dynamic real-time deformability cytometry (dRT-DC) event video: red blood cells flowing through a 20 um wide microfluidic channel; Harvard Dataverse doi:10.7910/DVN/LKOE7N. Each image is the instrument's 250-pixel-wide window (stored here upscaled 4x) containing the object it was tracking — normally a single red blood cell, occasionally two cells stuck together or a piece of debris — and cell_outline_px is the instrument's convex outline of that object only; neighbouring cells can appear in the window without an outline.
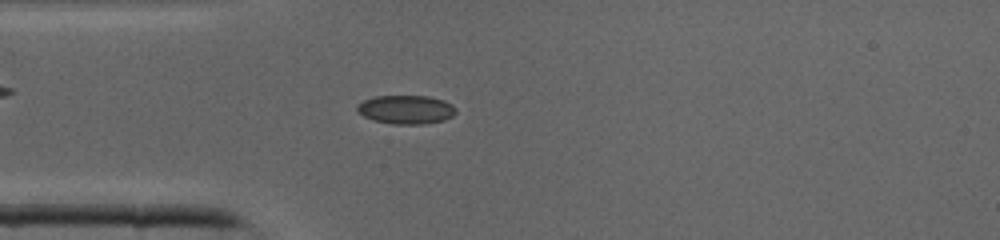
{"species": "common noctule bat (a hibernating species)", "species_latin": "Nyctalus noctula", "temperature_condition": "cold", "stored_images_in_passage": 40, "camera_frame_rate_fps": 3000, "um_per_image_px": 0.085, "animal": {"sex": "male", "body_mass_g": 19.0, "forearm_length_mm": 50.8}, "frame": {"image": 1, "passage_image": 10, "time_ms": 3.0, "image_size_px": [1000, 240], "cell_outline_px": [[456, 112], [452, 116], [444, 120], [424, 124], [392, 124], [372, 120], [356, 112], [356, 104], [364, 100], [376, 96], [428, 96], [444, 100], [452, 104], [456, 108]], "centroid_in_image_um": [34.49, 9.31], "position_along_channel_um": 50.5, "area_um2": 16.7}}
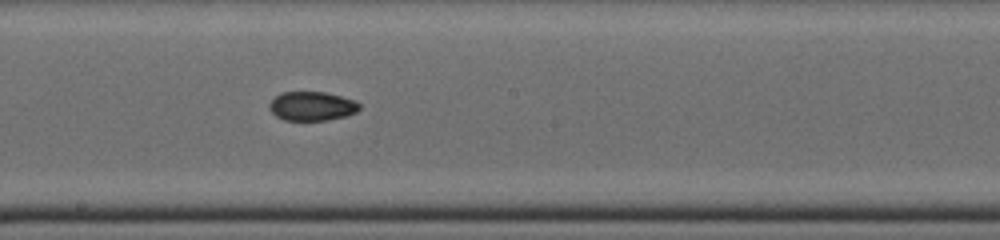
{"frame": {"image": 2, "passage_image": 21, "time_ms": 6.667, "image_size_px": [1000, 240], "cell_outline_px": [[360, 108], [356, 112], [348, 116], [328, 120], [284, 120], [276, 116], [268, 108], [268, 104], [280, 92], [324, 92], [356, 100], [360, 104]], "centroid_in_image_um": [26.52, 9.02], "position_along_channel_um": 221.7, "area_um2": 15.37}}
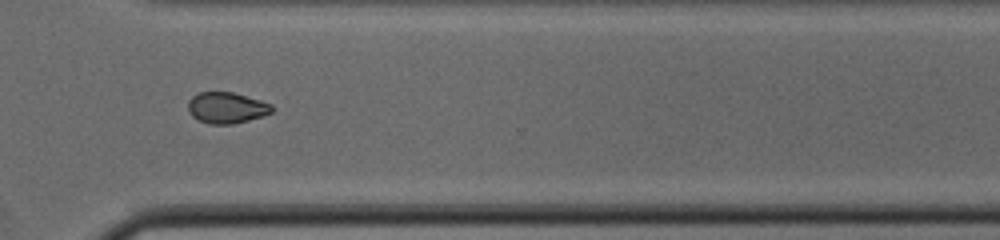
{"frame": {"image": 3, "passage_image": 29, "time_ms": 9.333, "image_size_px": [1000, 240], "cell_outline_px": [[276, 108], [272, 112], [264, 116], [232, 124], [208, 124], [192, 116], [188, 112], [188, 100], [192, 96], [200, 92], [232, 92], [260, 100], [272, 104]], "centroid_in_image_um": [19.28, 9.16], "position_along_channel_um": 351.3, "area_um2": 15.32}}